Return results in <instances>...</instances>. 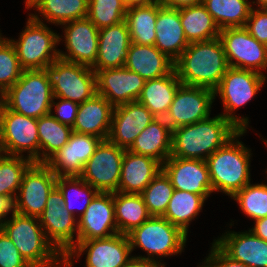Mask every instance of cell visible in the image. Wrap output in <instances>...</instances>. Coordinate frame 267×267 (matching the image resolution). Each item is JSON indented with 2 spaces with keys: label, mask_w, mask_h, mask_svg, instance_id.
I'll return each mask as SVG.
<instances>
[{
  "label": "cell",
  "mask_w": 267,
  "mask_h": 267,
  "mask_svg": "<svg viewBox=\"0 0 267 267\" xmlns=\"http://www.w3.org/2000/svg\"><path fill=\"white\" fill-rule=\"evenodd\" d=\"M38 219L48 241L65 257L78 242V220L65 208L62 193L56 186Z\"/></svg>",
  "instance_id": "11"
},
{
  "label": "cell",
  "mask_w": 267,
  "mask_h": 267,
  "mask_svg": "<svg viewBox=\"0 0 267 267\" xmlns=\"http://www.w3.org/2000/svg\"><path fill=\"white\" fill-rule=\"evenodd\" d=\"M214 243L232 260L248 267H267V241L249 228L245 232L227 231Z\"/></svg>",
  "instance_id": "23"
},
{
  "label": "cell",
  "mask_w": 267,
  "mask_h": 267,
  "mask_svg": "<svg viewBox=\"0 0 267 267\" xmlns=\"http://www.w3.org/2000/svg\"><path fill=\"white\" fill-rule=\"evenodd\" d=\"M16 213V201L14 196L0 195V230L6 221L8 214Z\"/></svg>",
  "instance_id": "48"
},
{
  "label": "cell",
  "mask_w": 267,
  "mask_h": 267,
  "mask_svg": "<svg viewBox=\"0 0 267 267\" xmlns=\"http://www.w3.org/2000/svg\"><path fill=\"white\" fill-rule=\"evenodd\" d=\"M171 147L172 129L164 118H156L140 133L128 150L163 164L171 156Z\"/></svg>",
  "instance_id": "29"
},
{
  "label": "cell",
  "mask_w": 267,
  "mask_h": 267,
  "mask_svg": "<svg viewBox=\"0 0 267 267\" xmlns=\"http://www.w3.org/2000/svg\"><path fill=\"white\" fill-rule=\"evenodd\" d=\"M61 26L67 52L59 50V58L92 68L98 55L99 29L87 17Z\"/></svg>",
  "instance_id": "17"
},
{
  "label": "cell",
  "mask_w": 267,
  "mask_h": 267,
  "mask_svg": "<svg viewBox=\"0 0 267 267\" xmlns=\"http://www.w3.org/2000/svg\"><path fill=\"white\" fill-rule=\"evenodd\" d=\"M56 187L62 193L65 208L74 216H77V214H75L76 207H74V204L77 203V200L80 197L81 205L79 204V210H76V213L80 212L77 219L84 214L86 208L98 193L94 187L86 183L80 176L57 177Z\"/></svg>",
  "instance_id": "38"
},
{
  "label": "cell",
  "mask_w": 267,
  "mask_h": 267,
  "mask_svg": "<svg viewBox=\"0 0 267 267\" xmlns=\"http://www.w3.org/2000/svg\"><path fill=\"white\" fill-rule=\"evenodd\" d=\"M175 62L154 45L131 43L125 67L145 81L161 78L174 70Z\"/></svg>",
  "instance_id": "28"
},
{
  "label": "cell",
  "mask_w": 267,
  "mask_h": 267,
  "mask_svg": "<svg viewBox=\"0 0 267 267\" xmlns=\"http://www.w3.org/2000/svg\"><path fill=\"white\" fill-rule=\"evenodd\" d=\"M262 139V141L264 140V142H265V144H266V147H267V141L265 140V139H263V138H261ZM267 172V169H266V171H265V173Z\"/></svg>",
  "instance_id": "55"
},
{
  "label": "cell",
  "mask_w": 267,
  "mask_h": 267,
  "mask_svg": "<svg viewBox=\"0 0 267 267\" xmlns=\"http://www.w3.org/2000/svg\"><path fill=\"white\" fill-rule=\"evenodd\" d=\"M244 28L258 42L267 46V10L252 8Z\"/></svg>",
  "instance_id": "45"
},
{
  "label": "cell",
  "mask_w": 267,
  "mask_h": 267,
  "mask_svg": "<svg viewBox=\"0 0 267 267\" xmlns=\"http://www.w3.org/2000/svg\"><path fill=\"white\" fill-rule=\"evenodd\" d=\"M180 20L189 43L219 37L220 29L203 3L179 9Z\"/></svg>",
  "instance_id": "31"
},
{
  "label": "cell",
  "mask_w": 267,
  "mask_h": 267,
  "mask_svg": "<svg viewBox=\"0 0 267 267\" xmlns=\"http://www.w3.org/2000/svg\"><path fill=\"white\" fill-rule=\"evenodd\" d=\"M101 141L96 136L73 131L69 141L44 164L57 177L80 176Z\"/></svg>",
  "instance_id": "18"
},
{
  "label": "cell",
  "mask_w": 267,
  "mask_h": 267,
  "mask_svg": "<svg viewBox=\"0 0 267 267\" xmlns=\"http://www.w3.org/2000/svg\"><path fill=\"white\" fill-rule=\"evenodd\" d=\"M161 170L162 164L159 161L125 150L118 192L141 194Z\"/></svg>",
  "instance_id": "26"
},
{
  "label": "cell",
  "mask_w": 267,
  "mask_h": 267,
  "mask_svg": "<svg viewBox=\"0 0 267 267\" xmlns=\"http://www.w3.org/2000/svg\"><path fill=\"white\" fill-rule=\"evenodd\" d=\"M11 217L1 230L32 267H73L48 241L37 217L17 212Z\"/></svg>",
  "instance_id": "3"
},
{
  "label": "cell",
  "mask_w": 267,
  "mask_h": 267,
  "mask_svg": "<svg viewBox=\"0 0 267 267\" xmlns=\"http://www.w3.org/2000/svg\"><path fill=\"white\" fill-rule=\"evenodd\" d=\"M0 267H32L2 230H0Z\"/></svg>",
  "instance_id": "44"
},
{
  "label": "cell",
  "mask_w": 267,
  "mask_h": 267,
  "mask_svg": "<svg viewBox=\"0 0 267 267\" xmlns=\"http://www.w3.org/2000/svg\"><path fill=\"white\" fill-rule=\"evenodd\" d=\"M44 71L55 98L80 104L97 93L96 73L91 67L57 58Z\"/></svg>",
  "instance_id": "9"
},
{
  "label": "cell",
  "mask_w": 267,
  "mask_h": 267,
  "mask_svg": "<svg viewBox=\"0 0 267 267\" xmlns=\"http://www.w3.org/2000/svg\"><path fill=\"white\" fill-rule=\"evenodd\" d=\"M114 211L118 233L124 235L151 217L141 194L114 192Z\"/></svg>",
  "instance_id": "32"
},
{
  "label": "cell",
  "mask_w": 267,
  "mask_h": 267,
  "mask_svg": "<svg viewBox=\"0 0 267 267\" xmlns=\"http://www.w3.org/2000/svg\"><path fill=\"white\" fill-rule=\"evenodd\" d=\"M114 106L104 97L95 94L79 104L73 131L108 139Z\"/></svg>",
  "instance_id": "25"
},
{
  "label": "cell",
  "mask_w": 267,
  "mask_h": 267,
  "mask_svg": "<svg viewBox=\"0 0 267 267\" xmlns=\"http://www.w3.org/2000/svg\"><path fill=\"white\" fill-rule=\"evenodd\" d=\"M252 4H256V7L258 6V9H265L267 8V0H256L251 2Z\"/></svg>",
  "instance_id": "53"
},
{
  "label": "cell",
  "mask_w": 267,
  "mask_h": 267,
  "mask_svg": "<svg viewBox=\"0 0 267 267\" xmlns=\"http://www.w3.org/2000/svg\"><path fill=\"white\" fill-rule=\"evenodd\" d=\"M33 8L49 23L62 25L82 19L88 14V0H34L27 9Z\"/></svg>",
  "instance_id": "33"
},
{
  "label": "cell",
  "mask_w": 267,
  "mask_h": 267,
  "mask_svg": "<svg viewBox=\"0 0 267 267\" xmlns=\"http://www.w3.org/2000/svg\"><path fill=\"white\" fill-rule=\"evenodd\" d=\"M37 126L39 134V163H45L69 141L73 129L60 123L51 114L38 118Z\"/></svg>",
  "instance_id": "36"
},
{
  "label": "cell",
  "mask_w": 267,
  "mask_h": 267,
  "mask_svg": "<svg viewBox=\"0 0 267 267\" xmlns=\"http://www.w3.org/2000/svg\"><path fill=\"white\" fill-rule=\"evenodd\" d=\"M155 119L138 101L115 106L108 140L128 150L140 133Z\"/></svg>",
  "instance_id": "20"
},
{
  "label": "cell",
  "mask_w": 267,
  "mask_h": 267,
  "mask_svg": "<svg viewBox=\"0 0 267 267\" xmlns=\"http://www.w3.org/2000/svg\"><path fill=\"white\" fill-rule=\"evenodd\" d=\"M34 0H25V8L27 9V7L33 2Z\"/></svg>",
  "instance_id": "54"
},
{
  "label": "cell",
  "mask_w": 267,
  "mask_h": 267,
  "mask_svg": "<svg viewBox=\"0 0 267 267\" xmlns=\"http://www.w3.org/2000/svg\"><path fill=\"white\" fill-rule=\"evenodd\" d=\"M240 130L221 114L172 130L171 156L206 160Z\"/></svg>",
  "instance_id": "2"
},
{
  "label": "cell",
  "mask_w": 267,
  "mask_h": 267,
  "mask_svg": "<svg viewBox=\"0 0 267 267\" xmlns=\"http://www.w3.org/2000/svg\"><path fill=\"white\" fill-rule=\"evenodd\" d=\"M127 236L131 252L138 247L147 253V256L133 257L160 264H162V260H158V257H171L181 254L188 237L178 226L171 224L167 219L160 216H151L139 227L128 233Z\"/></svg>",
  "instance_id": "6"
},
{
  "label": "cell",
  "mask_w": 267,
  "mask_h": 267,
  "mask_svg": "<svg viewBox=\"0 0 267 267\" xmlns=\"http://www.w3.org/2000/svg\"><path fill=\"white\" fill-rule=\"evenodd\" d=\"M254 227L250 230L260 239L267 241V216L258 220H255Z\"/></svg>",
  "instance_id": "50"
},
{
  "label": "cell",
  "mask_w": 267,
  "mask_h": 267,
  "mask_svg": "<svg viewBox=\"0 0 267 267\" xmlns=\"http://www.w3.org/2000/svg\"><path fill=\"white\" fill-rule=\"evenodd\" d=\"M38 13L29 14L24 30L13 44L20 66L24 70L44 69L59 58L61 37L40 19Z\"/></svg>",
  "instance_id": "7"
},
{
  "label": "cell",
  "mask_w": 267,
  "mask_h": 267,
  "mask_svg": "<svg viewBox=\"0 0 267 267\" xmlns=\"http://www.w3.org/2000/svg\"><path fill=\"white\" fill-rule=\"evenodd\" d=\"M181 84L174 69L161 78L146 80L137 101L143 104L155 118H165Z\"/></svg>",
  "instance_id": "30"
},
{
  "label": "cell",
  "mask_w": 267,
  "mask_h": 267,
  "mask_svg": "<svg viewBox=\"0 0 267 267\" xmlns=\"http://www.w3.org/2000/svg\"><path fill=\"white\" fill-rule=\"evenodd\" d=\"M214 100L213 90L181 84L164 119L172 130L194 124L210 117Z\"/></svg>",
  "instance_id": "15"
},
{
  "label": "cell",
  "mask_w": 267,
  "mask_h": 267,
  "mask_svg": "<svg viewBox=\"0 0 267 267\" xmlns=\"http://www.w3.org/2000/svg\"><path fill=\"white\" fill-rule=\"evenodd\" d=\"M247 131H239L223 147L217 149L205 161L208 166L213 192H222L231 198L251 182V149L239 137Z\"/></svg>",
  "instance_id": "4"
},
{
  "label": "cell",
  "mask_w": 267,
  "mask_h": 267,
  "mask_svg": "<svg viewBox=\"0 0 267 267\" xmlns=\"http://www.w3.org/2000/svg\"><path fill=\"white\" fill-rule=\"evenodd\" d=\"M57 176L44 164L33 163L24 173L15 197L16 212L39 217L46 206L49 193L56 186Z\"/></svg>",
  "instance_id": "16"
},
{
  "label": "cell",
  "mask_w": 267,
  "mask_h": 267,
  "mask_svg": "<svg viewBox=\"0 0 267 267\" xmlns=\"http://www.w3.org/2000/svg\"><path fill=\"white\" fill-rule=\"evenodd\" d=\"M231 199L239 203V208L253 221L267 216V184H247Z\"/></svg>",
  "instance_id": "41"
},
{
  "label": "cell",
  "mask_w": 267,
  "mask_h": 267,
  "mask_svg": "<svg viewBox=\"0 0 267 267\" xmlns=\"http://www.w3.org/2000/svg\"><path fill=\"white\" fill-rule=\"evenodd\" d=\"M0 101L8 109L34 119L50 114L53 91L44 69L23 70Z\"/></svg>",
  "instance_id": "5"
},
{
  "label": "cell",
  "mask_w": 267,
  "mask_h": 267,
  "mask_svg": "<svg viewBox=\"0 0 267 267\" xmlns=\"http://www.w3.org/2000/svg\"><path fill=\"white\" fill-rule=\"evenodd\" d=\"M219 38L229 67L265 74L262 70L267 69V46L258 42L244 27L222 29Z\"/></svg>",
  "instance_id": "14"
},
{
  "label": "cell",
  "mask_w": 267,
  "mask_h": 267,
  "mask_svg": "<svg viewBox=\"0 0 267 267\" xmlns=\"http://www.w3.org/2000/svg\"><path fill=\"white\" fill-rule=\"evenodd\" d=\"M23 70L13 44L4 37L0 41V97L19 80Z\"/></svg>",
  "instance_id": "43"
},
{
  "label": "cell",
  "mask_w": 267,
  "mask_h": 267,
  "mask_svg": "<svg viewBox=\"0 0 267 267\" xmlns=\"http://www.w3.org/2000/svg\"><path fill=\"white\" fill-rule=\"evenodd\" d=\"M34 162L26 156L0 154V195H17L24 173Z\"/></svg>",
  "instance_id": "39"
},
{
  "label": "cell",
  "mask_w": 267,
  "mask_h": 267,
  "mask_svg": "<svg viewBox=\"0 0 267 267\" xmlns=\"http://www.w3.org/2000/svg\"><path fill=\"white\" fill-rule=\"evenodd\" d=\"M145 80L125 66L96 72L97 94L104 96L114 107L137 101Z\"/></svg>",
  "instance_id": "22"
},
{
  "label": "cell",
  "mask_w": 267,
  "mask_h": 267,
  "mask_svg": "<svg viewBox=\"0 0 267 267\" xmlns=\"http://www.w3.org/2000/svg\"><path fill=\"white\" fill-rule=\"evenodd\" d=\"M131 38L126 21L99 30L98 55L92 70L125 66Z\"/></svg>",
  "instance_id": "24"
},
{
  "label": "cell",
  "mask_w": 267,
  "mask_h": 267,
  "mask_svg": "<svg viewBox=\"0 0 267 267\" xmlns=\"http://www.w3.org/2000/svg\"><path fill=\"white\" fill-rule=\"evenodd\" d=\"M125 149L102 140L86 162L80 177L98 192H118Z\"/></svg>",
  "instance_id": "13"
},
{
  "label": "cell",
  "mask_w": 267,
  "mask_h": 267,
  "mask_svg": "<svg viewBox=\"0 0 267 267\" xmlns=\"http://www.w3.org/2000/svg\"><path fill=\"white\" fill-rule=\"evenodd\" d=\"M203 263L202 267H248L241 262L232 260L214 242Z\"/></svg>",
  "instance_id": "47"
},
{
  "label": "cell",
  "mask_w": 267,
  "mask_h": 267,
  "mask_svg": "<svg viewBox=\"0 0 267 267\" xmlns=\"http://www.w3.org/2000/svg\"><path fill=\"white\" fill-rule=\"evenodd\" d=\"M155 29L154 46L175 62L189 45L182 28L179 9L159 4Z\"/></svg>",
  "instance_id": "27"
},
{
  "label": "cell",
  "mask_w": 267,
  "mask_h": 267,
  "mask_svg": "<svg viewBox=\"0 0 267 267\" xmlns=\"http://www.w3.org/2000/svg\"><path fill=\"white\" fill-rule=\"evenodd\" d=\"M124 267H165V263L160 264L151 260L132 257Z\"/></svg>",
  "instance_id": "51"
},
{
  "label": "cell",
  "mask_w": 267,
  "mask_h": 267,
  "mask_svg": "<svg viewBox=\"0 0 267 267\" xmlns=\"http://www.w3.org/2000/svg\"><path fill=\"white\" fill-rule=\"evenodd\" d=\"M174 190L169 177L161 170L141 193L151 216L164 215Z\"/></svg>",
  "instance_id": "40"
},
{
  "label": "cell",
  "mask_w": 267,
  "mask_h": 267,
  "mask_svg": "<svg viewBox=\"0 0 267 267\" xmlns=\"http://www.w3.org/2000/svg\"><path fill=\"white\" fill-rule=\"evenodd\" d=\"M0 148L2 154L24 156L39 163V134L37 119L8 109L0 101Z\"/></svg>",
  "instance_id": "10"
},
{
  "label": "cell",
  "mask_w": 267,
  "mask_h": 267,
  "mask_svg": "<svg viewBox=\"0 0 267 267\" xmlns=\"http://www.w3.org/2000/svg\"><path fill=\"white\" fill-rule=\"evenodd\" d=\"M229 68L220 38L192 42L175 61L182 84L215 90Z\"/></svg>",
  "instance_id": "1"
},
{
  "label": "cell",
  "mask_w": 267,
  "mask_h": 267,
  "mask_svg": "<svg viewBox=\"0 0 267 267\" xmlns=\"http://www.w3.org/2000/svg\"><path fill=\"white\" fill-rule=\"evenodd\" d=\"M55 99H59L57 100L58 102H54ZM53 107L54 109L56 108L54 110L56 112V115L53 114L55 113L54 111H52ZM78 107H79V103H76L74 101H70L67 99H63V98L53 97L50 114L55 119H57L60 123L73 127L75 120H76Z\"/></svg>",
  "instance_id": "46"
},
{
  "label": "cell",
  "mask_w": 267,
  "mask_h": 267,
  "mask_svg": "<svg viewBox=\"0 0 267 267\" xmlns=\"http://www.w3.org/2000/svg\"><path fill=\"white\" fill-rule=\"evenodd\" d=\"M267 77L252 70L229 67L214 90L220 96L224 111L221 114L240 131H247L249 117H238L234 111L244 106L261 90Z\"/></svg>",
  "instance_id": "8"
},
{
  "label": "cell",
  "mask_w": 267,
  "mask_h": 267,
  "mask_svg": "<svg viewBox=\"0 0 267 267\" xmlns=\"http://www.w3.org/2000/svg\"><path fill=\"white\" fill-rule=\"evenodd\" d=\"M220 30L244 27L253 5L248 0H203Z\"/></svg>",
  "instance_id": "37"
},
{
  "label": "cell",
  "mask_w": 267,
  "mask_h": 267,
  "mask_svg": "<svg viewBox=\"0 0 267 267\" xmlns=\"http://www.w3.org/2000/svg\"><path fill=\"white\" fill-rule=\"evenodd\" d=\"M123 0H88L87 18L100 30L125 20Z\"/></svg>",
  "instance_id": "42"
},
{
  "label": "cell",
  "mask_w": 267,
  "mask_h": 267,
  "mask_svg": "<svg viewBox=\"0 0 267 267\" xmlns=\"http://www.w3.org/2000/svg\"><path fill=\"white\" fill-rule=\"evenodd\" d=\"M159 11L157 1L127 9L125 21L128 25L132 43L154 45L156 41V18Z\"/></svg>",
  "instance_id": "34"
},
{
  "label": "cell",
  "mask_w": 267,
  "mask_h": 267,
  "mask_svg": "<svg viewBox=\"0 0 267 267\" xmlns=\"http://www.w3.org/2000/svg\"><path fill=\"white\" fill-rule=\"evenodd\" d=\"M77 220L78 240L108 238L117 234L114 193L98 192Z\"/></svg>",
  "instance_id": "21"
},
{
  "label": "cell",
  "mask_w": 267,
  "mask_h": 267,
  "mask_svg": "<svg viewBox=\"0 0 267 267\" xmlns=\"http://www.w3.org/2000/svg\"><path fill=\"white\" fill-rule=\"evenodd\" d=\"M161 6L180 9L202 3L203 0H156Z\"/></svg>",
  "instance_id": "49"
},
{
  "label": "cell",
  "mask_w": 267,
  "mask_h": 267,
  "mask_svg": "<svg viewBox=\"0 0 267 267\" xmlns=\"http://www.w3.org/2000/svg\"><path fill=\"white\" fill-rule=\"evenodd\" d=\"M162 170L169 177L175 190L202 195L206 200L213 192L205 160L170 156L162 164Z\"/></svg>",
  "instance_id": "19"
},
{
  "label": "cell",
  "mask_w": 267,
  "mask_h": 267,
  "mask_svg": "<svg viewBox=\"0 0 267 267\" xmlns=\"http://www.w3.org/2000/svg\"><path fill=\"white\" fill-rule=\"evenodd\" d=\"M85 251V267H124L133 257L128 236L121 233L108 238L78 240L64 258L74 263Z\"/></svg>",
  "instance_id": "12"
},
{
  "label": "cell",
  "mask_w": 267,
  "mask_h": 267,
  "mask_svg": "<svg viewBox=\"0 0 267 267\" xmlns=\"http://www.w3.org/2000/svg\"><path fill=\"white\" fill-rule=\"evenodd\" d=\"M155 1L156 0H123L127 9L135 6L149 5Z\"/></svg>",
  "instance_id": "52"
},
{
  "label": "cell",
  "mask_w": 267,
  "mask_h": 267,
  "mask_svg": "<svg viewBox=\"0 0 267 267\" xmlns=\"http://www.w3.org/2000/svg\"><path fill=\"white\" fill-rule=\"evenodd\" d=\"M1 32V31H0ZM2 33H0V41L4 38V36L1 35Z\"/></svg>",
  "instance_id": "56"
},
{
  "label": "cell",
  "mask_w": 267,
  "mask_h": 267,
  "mask_svg": "<svg viewBox=\"0 0 267 267\" xmlns=\"http://www.w3.org/2000/svg\"><path fill=\"white\" fill-rule=\"evenodd\" d=\"M202 195L188 191L174 190L166 212L162 216L171 224L178 226L188 235L189 223H191L198 213L201 212L205 202Z\"/></svg>",
  "instance_id": "35"
}]
</instances>
